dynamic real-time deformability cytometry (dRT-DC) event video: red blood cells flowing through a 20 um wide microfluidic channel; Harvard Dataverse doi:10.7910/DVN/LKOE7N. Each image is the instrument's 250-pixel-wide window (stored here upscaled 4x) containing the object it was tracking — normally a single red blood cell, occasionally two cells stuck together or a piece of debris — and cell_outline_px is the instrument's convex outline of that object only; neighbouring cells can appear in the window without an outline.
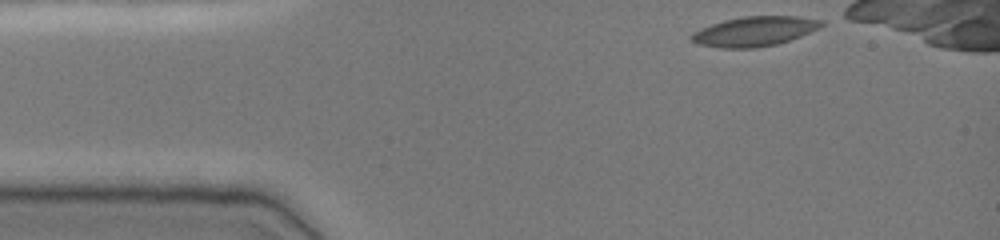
{"species": "common noctule bat (a hibernating species)", "species_latin": "Nyctalus noctula", "temperature_condition": "cold", "stored_images_in_passage": 38, "camera_frame_rate_fps": 3000, "um_per_image_px": 0.085, "animal": {"sex": "female", "body_mass_g": 19.0, "forearm_length_mm": 51.5}, "frame": {"image": 1, "passage_image": 1, "time_ms": 0.0, "image_size_px": [1000, 240], "cell_outline_px": [[824, 24], [820, 28], [800, 36], [776, 44], [756, 48], [720, 48], [696, 44], [688, 36], [692, 32], [700, 28], [724, 20], [744, 16], [796, 16], [824, 20]], "centroid_in_image_um": [64.1, 2.66], "position_along_channel_um": 20.9, "area_um2": 22.6}}
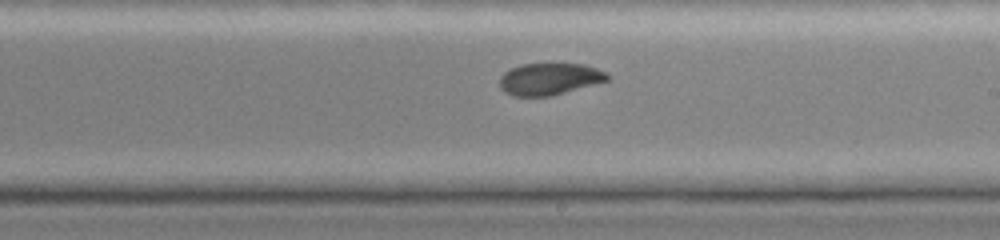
{"frame": {"image": 2, "passage_image": 23, "time_ms": 7.333, "image_size_px": [1000, 240], "cell_outline_px": [[608, 80], [548, 96], [512, 96], [504, 92], [500, 88], [500, 76], [504, 72], [520, 64], [584, 64], [596, 68], [604, 72], [608, 76]], "centroid_in_image_um": [46.63, 6.71], "position_along_channel_um": 242.4, "area_um2": 19.65}}
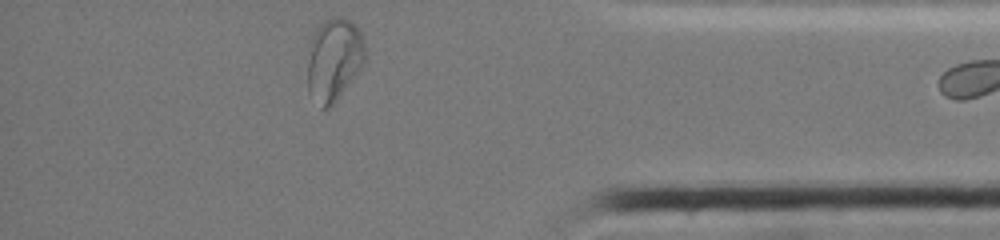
{"frame": {"image": 3, "passage_image": 37, "time_ms": 12.0, "image_size_px": [1000, 240], "cell_outline_px": [[364, 60], [360, 68], [328, 112], [320, 108], [308, 92], [308, 44], [312, 32], [328, 16], [340, 16], [348, 20], [360, 32], [364, 44]], "centroid_in_image_um": [28.32, 5.07], "position_along_channel_um": 406.9, "area_um2": 28.03}}